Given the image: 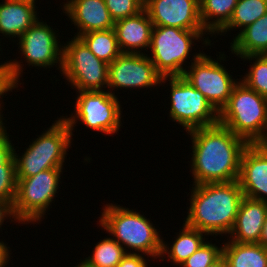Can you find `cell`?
<instances>
[{"label":"cell","instance_id":"6da1fadb","mask_svg":"<svg viewBox=\"0 0 267 267\" xmlns=\"http://www.w3.org/2000/svg\"><path fill=\"white\" fill-rule=\"evenodd\" d=\"M192 140L193 184L238 180L242 153L249 143L221 124L187 132Z\"/></svg>","mask_w":267,"mask_h":267},{"label":"cell","instance_id":"7a4b0ae2","mask_svg":"<svg viewBox=\"0 0 267 267\" xmlns=\"http://www.w3.org/2000/svg\"><path fill=\"white\" fill-rule=\"evenodd\" d=\"M190 190L183 222L214 238L229 236L244 197L238 180L192 185Z\"/></svg>","mask_w":267,"mask_h":267},{"label":"cell","instance_id":"3957f363","mask_svg":"<svg viewBox=\"0 0 267 267\" xmlns=\"http://www.w3.org/2000/svg\"><path fill=\"white\" fill-rule=\"evenodd\" d=\"M102 210L97 224L109 233L108 236H113V239L124 246L126 253L144 254L154 260L160 259L163 238L149 218L140 211H135L136 209L114 202L106 203Z\"/></svg>","mask_w":267,"mask_h":267},{"label":"cell","instance_id":"277c9868","mask_svg":"<svg viewBox=\"0 0 267 267\" xmlns=\"http://www.w3.org/2000/svg\"><path fill=\"white\" fill-rule=\"evenodd\" d=\"M219 124L249 144L267 141V98L242 81L233 87L227 104L219 112Z\"/></svg>","mask_w":267,"mask_h":267},{"label":"cell","instance_id":"5b68a950","mask_svg":"<svg viewBox=\"0 0 267 267\" xmlns=\"http://www.w3.org/2000/svg\"><path fill=\"white\" fill-rule=\"evenodd\" d=\"M206 35H210L206 30H183L171 26H153L150 54L147 53V56L162 77L182 76L188 67L186 60L191 57L192 47L196 46L194 42L201 41L206 48L207 46L212 47V44L215 45Z\"/></svg>","mask_w":267,"mask_h":267},{"label":"cell","instance_id":"8992f818","mask_svg":"<svg viewBox=\"0 0 267 267\" xmlns=\"http://www.w3.org/2000/svg\"><path fill=\"white\" fill-rule=\"evenodd\" d=\"M53 122L25 148L21 156L14 147L16 178L31 177L43 170L64 168L73 138L62 116Z\"/></svg>","mask_w":267,"mask_h":267},{"label":"cell","instance_id":"52a82bcc","mask_svg":"<svg viewBox=\"0 0 267 267\" xmlns=\"http://www.w3.org/2000/svg\"><path fill=\"white\" fill-rule=\"evenodd\" d=\"M64 169H48L36 175L17 178L13 213L20 224H38L57 197ZM54 201V202H53Z\"/></svg>","mask_w":267,"mask_h":267},{"label":"cell","instance_id":"ba28073f","mask_svg":"<svg viewBox=\"0 0 267 267\" xmlns=\"http://www.w3.org/2000/svg\"><path fill=\"white\" fill-rule=\"evenodd\" d=\"M77 97L74 112L69 117L62 116L68 123L71 135L78 124H84L87 129L101 132L104 135L118 134L122 123L123 108L117 95L106 91H76ZM81 121V123H80Z\"/></svg>","mask_w":267,"mask_h":267},{"label":"cell","instance_id":"9c48e42d","mask_svg":"<svg viewBox=\"0 0 267 267\" xmlns=\"http://www.w3.org/2000/svg\"><path fill=\"white\" fill-rule=\"evenodd\" d=\"M199 52L192 54L191 65L188 61L189 66L185 69L182 77L203 94L209 103L220 112L227 104L233 87L240 79H235L226 66H223L222 62H226L227 56L224 52H218L217 60L205 54L203 50H199Z\"/></svg>","mask_w":267,"mask_h":267},{"label":"cell","instance_id":"30bf717a","mask_svg":"<svg viewBox=\"0 0 267 267\" xmlns=\"http://www.w3.org/2000/svg\"><path fill=\"white\" fill-rule=\"evenodd\" d=\"M169 81V118L181 125L185 132L218 124L219 112L203 94L196 90L182 76L162 77V84Z\"/></svg>","mask_w":267,"mask_h":267},{"label":"cell","instance_id":"8fae6325","mask_svg":"<svg viewBox=\"0 0 267 267\" xmlns=\"http://www.w3.org/2000/svg\"><path fill=\"white\" fill-rule=\"evenodd\" d=\"M109 64L98 59L79 37L63 43L61 76L76 91H106ZM74 87V88H73Z\"/></svg>","mask_w":267,"mask_h":267},{"label":"cell","instance_id":"7c38bea8","mask_svg":"<svg viewBox=\"0 0 267 267\" xmlns=\"http://www.w3.org/2000/svg\"><path fill=\"white\" fill-rule=\"evenodd\" d=\"M57 32L39 18L20 36L16 44L19 45L18 52L21 51L20 54L27 63L25 65L44 69L56 66L61 73L63 43L59 41Z\"/></svg>","mask_w":267,"mask_h":267},{"label":"cell","instance_id":"4fadbf2b","mask_svg":"<svg viewBox=\"0 0 267 267\" xmlns=\"http://www.w3.org/2000/svg\"><path fill=\"white\" fill-rule=\"evenodd\" d=\"M161 80L162 76L147 54L121 53L109 64L107 90L112 95H116L114 89L147 90L151 87H160Z\"/></svg>","mask_w":267,"mask_h":267},{"label":"cell","instance_id":"5bb4252c","mask_svg":"<svg viewBox=\"0 0 267 267\" xmlns=\"http://www.w3.org/2000/svg\"><path fill=\"white\" fill-rule=\"evenodd\" d=\"M199 0H148L144 9L153 26L205 30L200 20Z\"/></svg>","mask_w":267,"mask_h":267},{"label":"cell","instance_id":"9a60e30c","mask_svg":"<svg viewBox=\"0 0 267 267\" xmlns=\"http://www.w3.org/2000/svg\"><path fill=\"white\" fill-rule=\"evenodd\" d=\"M239 185L245 197L267 202V145L249 144L242 153Z\"/></svg>","mask_w":267,"mask_h":267},{"label":"cell","instance_id":"2e32d148","mask_svg":"<svg viewBox=\"0 0 267 267\" xmlns=\"http://www.w3.org/2000/svg\"><path fill=\"white\" fill-rule=\"evenodd\" d=\"M60 6L65 16L74 24L75 37L92 31L114 28V20L108 11L105 0H66Z\"/></svg>","mask_w":267,"mask_h":267},{"label":"cell","instance_id":"e0dca14e","mask_svg":"<svg viewBox=\"0 0 267 267\" xmlns=\"http://www.w3.org/2000/svg\"><path fill=\"white\" fill-rule=\"evenodd\" d=\"M153 24L145 9L115 22L114 30L121 53H149ZM141 49V50H140Z\"/></svg>","mask_w":267,"mask_h":267},{"label":"cell","instance_id":"ac0fdd59","mask_svg":"<svg viewBox=\"0 0 267 267\" xmlns=\"http://www.w3.org/2000/svg\"><path fill=\"white\" fill-rule=\"evenodd\" d=\"M266 213L267 202L244 196L230 236L226 237L239 243H259Z\"/></svg>","mask_w":267,"mask_h":267},{"label":"cell","instance_id":"d6986e66","mask_svg":"<svg viewBox=\"0 0 267 267\" xmlns=\"http://www.w3.org/2000/svg\"><path fill=\"white\" fill-rule=\"evenodd\" d=\"M36 2L28 0H4L0 3V33L7 39L20 36L38 19L39 13ZM12 38V39H11ZM2 42V38H0Z\"/></svg>","mask_w":267,"mask_h":267},{"label":"cell","instance_id":"ffe728a7","mask_svg":"<svg viewBox=\"0 0 267 267\" xmlns=\"http://www.w3.org/2000/svg\"><path fill=\"white\" fill-rule=\"evenodd\" d=\"M180 228H182L180 229L181 231L179 230L176 233L177 236H175L176 238L171 245L162 239V251L160 255V260H168V263L172 262L176 267L180 266L208 240L205 236L209 237L204 232L188 226L185 222Z\"/></svg>","mask_w":267,"mask_h":267},{"label":"cell","instance_id":"44dd1931","mask_svg":"<svg viewBox=\"0 0 267 267\" xmlns=\"http://www.w3.org/2000/svg\"><path fill=\"white\" fill-rule=\"evenodd\" d=\"M229 48L231 53L238 58L261 55L267 51V12L241 32H238Z\"/></svg>","mask_w":267,"mask_h":267},{"label":"cell","instance_id":"7402d4cb","mask_svg":"<svg viewBox=\"0 0 267 267\" xmlns=\"http://www.w3.org/2000/svg\"><path fill=\"white\" fill-rule=\"evenodd\" d=\"M227 240L222 243V256L228 267H267V247L259 243H239L228 238Z\"/></svg>","mask_w":267,"mask_h":267},{"label":"cell","instance_id":"603a6c76","mask_svg":"<svg viewBox=\"0 0 267 267\" xmlns=\"http://www.w3.org/2000/svg\"><path fill=\"white\" fill-rule=\"evenodd\" d=\"M238 0H199L204 29L215 36L230 20Z\"/></svg>","mask_w":267,"mask_h":267},{"label":"cell","instance_id":"cb8c5ba5","mask_svg":"<svg viewBox=\"0 0 267 267\" xmlns=\"http://www.w3.org/2000/svg\"><path fill=\"white\" fill-rule=\"evenodd\" d=\"M267 12V0H238L229 22L214 36L244 28L254 23Z\"/></svg>","mask_w":267,"mask_h":267},{"label":"cell","instance_id":"d4e9b609","mask_svg":"<svg viewBox=\"0 0 267 267\" xmlns=\"http://www.w3.org/2000/svg\"><path fill=\"white\" fill-rule=\"evenodd\" d=\"M91 52L107 64L112 63L120 54L114 28L92 31L79 36Z\"/></svg>","mask_w":267,"mask_h":267},{"label":"cell","instance_id":"484cf974","mask_svg":"<svg viewBox=\"0 0 267 267\" xmlns=\"http://www.w3.org/2000/svg\"><path fill=\"white\" fill-rule=\"evenodd\" d=\"M125 255L124 248L110 236L100 239L91 254L84 260L94 266L116 267Z\"/></svg>","mask_w":267,"mask_h":267},{"label":"cell","instance_id":"4316f807","mask_svg":"<svg viewBox=\"0 0 267 267\" xmlns=\"http://www.w3.org/2000/svg\"><path fill=\"white\" fill-rule=\"evenodd\" d=\"M240 58L241 61H248L252 64H249V71L242 78H239L240 81L259 95L267 98V61L265 58L262 55H249Z\"/></svg>","mask_w":267,"mask_h":267},{"label":"cell","instance_id":"83f0119b","mask_svg":"<svg viewBox=\"0 0 267 267\" xmlns=\"http://www.w3.org/2000/svg\"><path fill=\"white\" fill-rule=\"evenodd\" d=\"M223 245L216 246V243L205 241L179 267H208L222 256Z\"/></svg>","mask_w":267,"mask_h":267},{"label":"cell","instance_id":"f1b7e54d","mask_svg":"<svg viewBox=\"0 0 267 267\" xmlns=\"http://www.w3.org/2000/svg\"><path fill=\"white\" fill-rule=\"evenodd\" d=\"M16 189V167L12 156L4 165H0V200L13 205Z\"/></svg>","mask_w":267,"mask_h":267},{"label":"cell","instance_id":"f546056e","mask_svg":"<svg viewBox=\"0 0 267 267\" xmlns=\"http://www.w3.org/2000/svg\"><path fill=\"white\" fill-rule=\"evenodd\" d=\"M105 4L114 22L136 15L144 9L141 0H105Z\"/></svg>","mask_w":267,"mask_h":267},{"label":"cell","instance_id":"4dcf8cb0","mask_svg":"<svg viewBox=\"0 0 267 267\" xmlns=\"http://www.w3.org/2000/svg\"><path fill=\"white\" fill-rule=\"evenodd\" d=\"M0 46H1V42H0ZM2 48L0 47V51L1 54L3 53L1 50ZM0 54V56H1ZM1 59V58H0ZM22 62H20V60L18 61L17 59H11L4 61V63H0V73H8V80L10 85L16 89L18 88L22 82H20V77H22V73H23V60H21ZM22 63V64H21ZM19 85V86H18Z\"/></svg>","mask_w":267,"mask_h":267},{"label":"cell","instance_id":"1f68e13d","mask_svg":"<svg viewBox=\"0 0 267 267\" xmlns=\"http://www.w3.org/2000/svg\"><path fill=\"white\" fill-rule=\"evenodd\" d=\"M6 124L0 125V165H4L12 156L14 145L7 133Z\"/></svg>","mask_w":267,"mask_h":267},{"label":"cell","instance_id":"d6a6232c","mask_svg":"<svg viewBox=\"0 0 267 267\" xmlns=\"http://www.w3.org/2000/svg\"><path fill=\"white\" fill-rule=\"evenodd\" d=\"M146 256L144 254L126 253L116 267H149V256H147V259Z\"/></svg>","mask_w":267,"mask_h":267},{"label":"cell","instance_id":"836d02e7","mask_svg":"<svg viewBox=\"0 0 267 267\" xmlns=\"http://www.w3.org/2000/svg\"><path fill=\"white\" fill-rule=\"evenodd\" d=\"M13 90L15 89L9 83L8 73H0V125L6 124L5 121L3 122V120H5V117H3L2 115L4 103L1 99L5 98V96H7V94H10V92H12Z\"/></svg>","mask_w":267,"mask_h":267},{"label":"cell","instance_id":"e575fe53","mask_svg":"<svg viewBox=\"0 0 267 267\" xmlns=\"http://www.w3.org/2000/svg\"><path fill=\"white\" fill-rule=\"evenodd\" d=\"M8 218L9 220H11V222H17L18 225L20 224L18 222V220L15 218V215L13 213V206L12 204H10L9 202H4L2 200H0V229L2 232V225H5L4 222L5 220L8 222Z\"/></svg>","mask_w":267,"mask_h":267},{"label":"cell","instance_id":"d590c367","mask_svg":"<svg viewBox=\"0 0 267 267\" xmlns=\"http://www.w3.org/2000/svg\"><path fill=\"white\" fill-rule=\"evenodd\" d=\"M7 245L6 242L0 241V267H7V264H10V259L13 258V256H11L12 253H10L12 250H10V247Z\"/></svg>","mask_w":267,"mask_h":267},{"label":"cell","instance_id":"8d00e7d4","mask_svg":"<svg viewBox=\"0 0 267 267\" xmlns=\"http://www.w3.org/2000/svg\"><path fill=\"white\" fill-rule=\"evenodd\" d=\"M259 244H261L264 247H267V213H266L264 225L262 228V234H261V238L259 240Z\"/></svg>","mask_w":267,"mask_h":267},{"label":"cell","instance_id":"74e56055","mask_svg":"<svg viewBox=\"0 0 267 267\" xmlns=\"http://www.w3.org/2000/svg\"><path fill=\"white\" fill-rule=\"evenodd\" d=\"M208 267H228L227 262L223 256L216 260L213 264Z\"/></svg>","mask_w":267,"mask_h":267},{"label":"cell","instance_id":"f35d334b","mask_svg":"<svg viewBox=\"0 0 267 267\" xmlns=\"http://www.w3.org/2000/svg\"><path fill=\"white\" fill-rule=\"evenodd\" d=\"M78 263H79L78 265H76V266L72 265V267H99V266L91 265L90 263H87L85 260H82V259Z\"/></svg>","mask_w":267,"mask_h":267},{"label":"cell","instance_id":"ab89813d","mask_svg":"<svg viewBox=\"0 0 267 267\" xmlns=\"http://www.w3.org/2000/svg\"><path fill=\"white\" fill-rule=\"evenodd\" d=\"M261 55H262V56L265 58V60L267 61V51L263 52Z\"/></svg>","mask_w":267,"mask_h":267}]
</instances>
